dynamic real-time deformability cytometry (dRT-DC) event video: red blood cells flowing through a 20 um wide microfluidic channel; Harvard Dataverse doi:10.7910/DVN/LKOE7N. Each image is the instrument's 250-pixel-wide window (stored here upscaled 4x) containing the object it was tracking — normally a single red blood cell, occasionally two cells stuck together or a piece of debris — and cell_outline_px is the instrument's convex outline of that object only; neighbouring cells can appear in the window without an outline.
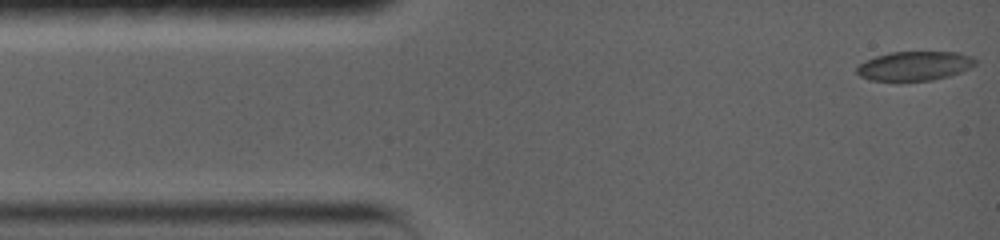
{"species": "common noctule bat (a hibernating species)", "species_latin": "Nyctalus noctula", "temperature_condition": "warm", "stored_images_in_passage": 19, "camera_frame_rate_fps": 5000, "um_per_image_px": 0.085, "animal": {"sex": "female", "body_mass_g": 19.0, "forearm_length_mm": 56.7}, "frame": {"image": 1, "passage_image": 1, "time_ms": 0.0, "image_size_px": [1000, 240], "cell_outline_px": [[972, 64], [956, 72], [944, 76], [928, 80], [876, 80], [864, 76], [856, 72], [856, 68], [860, 64], [868, 60], [880, 56], [896, 52], [952, 52], [964, 56], [972, 60]], "centroid_in_image_um": [77.62, 5.6], "position_along_channel_um": 7.4, "area_um2": 18.55}}
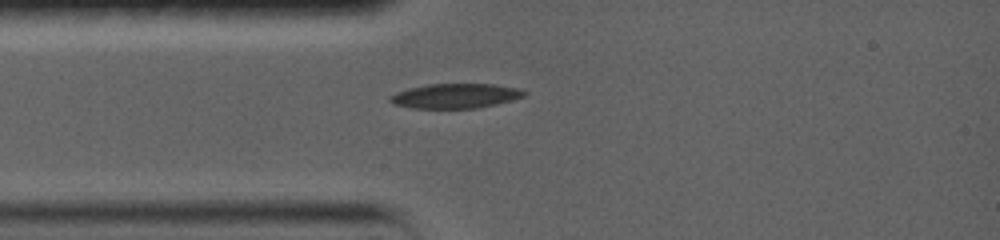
{"frame": {"image": 2, "passage_image": 15, "time_ms": 3.0, "image_size_px": [1000, 240], "cell_outline_px": [[524, 92], [520, 96], [508, 100], [476, 108], [416, 108], [396, 104], [388, 100], [392, 96], [400, 92], [412, 88], [432, 84], [488, 84], [512, 88]], "centroid_in_image_um": [38.63, 8.16], "position_along_channel_um": 46.4, "area_um2": 18.09}}